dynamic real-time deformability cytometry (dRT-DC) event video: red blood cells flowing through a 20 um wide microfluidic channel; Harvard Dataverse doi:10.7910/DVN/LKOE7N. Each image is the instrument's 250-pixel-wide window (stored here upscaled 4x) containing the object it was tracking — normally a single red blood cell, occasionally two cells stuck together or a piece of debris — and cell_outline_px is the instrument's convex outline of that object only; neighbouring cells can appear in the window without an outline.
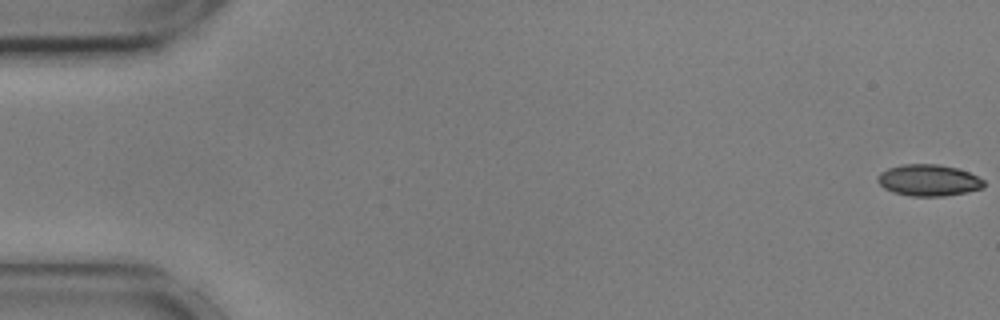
{"species": "common noctule bat (a hibernating species)", "species_latin": "Nyctalus noctula", "temperature_condition": "cold", "stored_images_in_passage": 56, "camera_frame_rate_fps": 3000, "um_per_image_px": 0.085, "animal": {"sex": "male", "body_mass_g": 17.9, "forearm_length_mm": 54.2}, "frame": {"image": 1, "passage_image": 1, "time_ms": 0.0, "image_size_px": [1000, 320], "cell_outline_px": [[984, 188], [968, 192], [944, 196], [912, 196], [892, 192], [884, 188], [876, 180], [880, 172], [888, 168], [904, 164], [940, 164], [956, 168], [968, 172], [984, 180]], "centroid_in_image_um": [78.93, 15.32], "position_along_channel_um": 6.1, "area_um2": 19.54}}
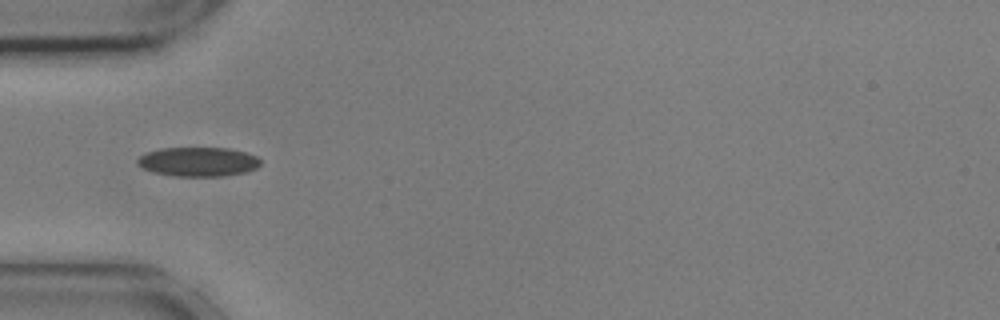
{"frame": {"image": 2, "passage_image": 18, "time_ms": 5.667, "image_size_px": [1000, 320], "cell_outline_px": [[260, 164], [256, 168], [248, 172], [224, 176], [172, 176], [152, 172], [136, 164], [136, 160], [140, 156], [148, 152], [160, 148], [228, 148], [248, 152], [256, 156], [260, 160]], "centroid_in_image_um": [16.86, 13.75], "position_along_channel_um": 68.1, "area_um2": 21.15}}
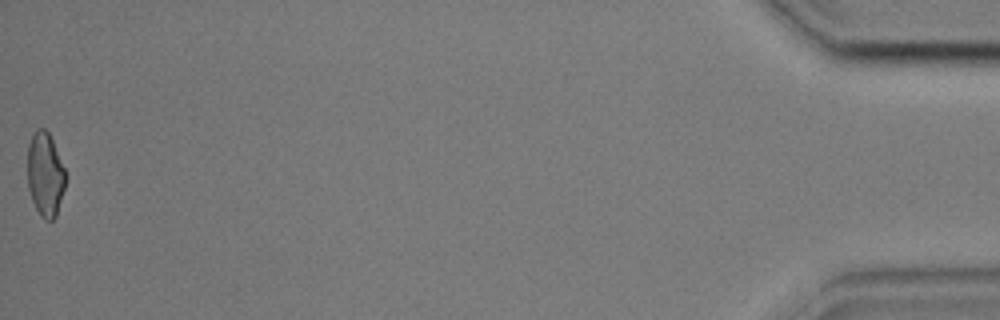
{"frame": {"image": 3, "passage_image": 56, "time_ms": 18.333, "image_size_px": [1000, 320], "cell_outline_px": [[68, 176], [56, 216], [52, 220], [44, 220], [40, 216], [32, 200], [28, 188], [28, 144], [32, 132], [36, 128], [44, 128], [48, 132], [52, 140]], "centroid_in_image_um": [3.85, 14.82], "position_along_channel_um": 431.4, "area_um2": 18.84}, "authors_computed_cell_mechanics": {"area_um2": 19.7676, "velocity_mm_per_s": 3.6281, "shape_relaxation_time_tau1_ms": null, "shape_relaxation_time_tau2_ms": 3.097, "deformation_change_tau1": null, "deformation_change_tau2": 0.0766}}